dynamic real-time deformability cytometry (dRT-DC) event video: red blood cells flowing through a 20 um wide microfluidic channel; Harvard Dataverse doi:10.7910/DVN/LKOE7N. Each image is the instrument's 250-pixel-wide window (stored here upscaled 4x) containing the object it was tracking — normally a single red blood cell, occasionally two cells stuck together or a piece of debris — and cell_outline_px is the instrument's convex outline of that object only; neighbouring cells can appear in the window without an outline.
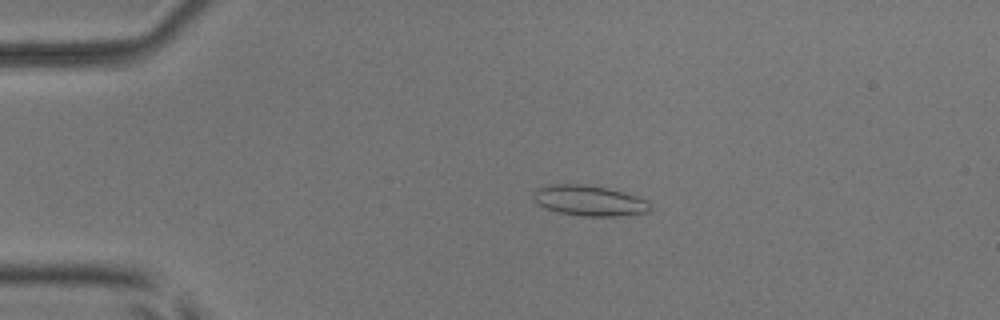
{"species": "common noctule bat (a hibernating species)", "species_latin": "Nyctalus noctula", "temperature_condition": "room temperature", "stored_images_in_passage": 53, "camera_frame_rate_fps": 3000, "um_per_image_px": 0.085, "animal": {"sex": "male", "body_mass_g": 17.9, "forearm_length_mm": 54.2}, "frame": {"image": 1, "passage_image": 12, "time_ms": 3.667, "image_size_px": [1000, 320], "cell_outline_px": [[652, 208], [648, 212], [620, 216], [584, 216], [556, 212], [544, 208], [536, 204], [532, 200], [532, 196], [536, 188], [548, 184], [588, 184], [608, 188], [636, 196], [652, 204]], "centroid_in_image_um": [50.03, 17.05], "position_along_channel_um": 35.0, "area_um2": 21.1}}
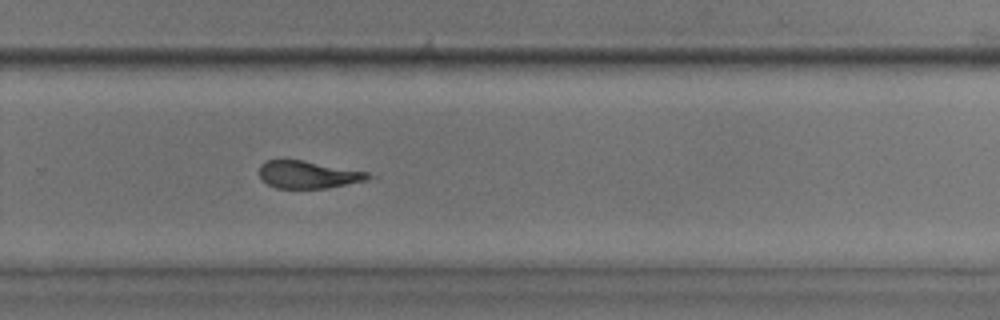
{"frame": {"image": 2, "passage_image": 36, "time_ms": 11.667, "image_size_px": [1000, 320], "cell_outline_px": [[380, 176], [368, 180], [328, 188], [276, 188], [260, 180], [260, 164], [264, 160], [304, 160], [368, 172]], "centroid_in_image_um": [26.25, 14.84], "position_along_channel_um": 303.6, "area_um2": 17.74}}
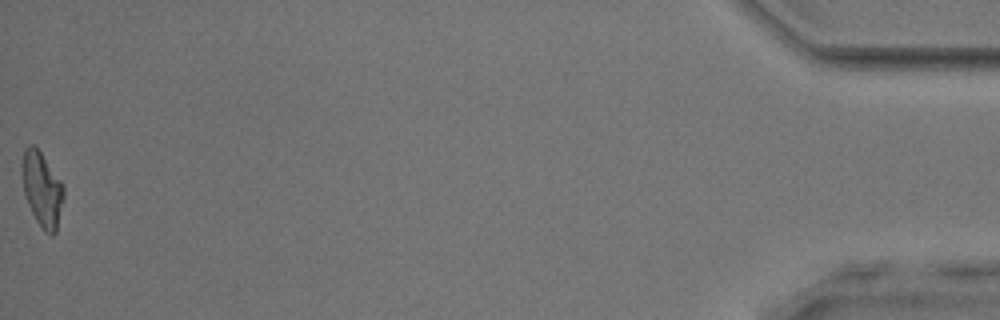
{"frame": {"image": 3, "passage_image": 53, "time_ms": 17.333, "image_size_px": [1000, 320], "cell_outline_px": [[64, 196], [56, 232], [52, 236], [44, 232], [36, 220], [28, 204], [24, 192], [20, 172], [20, 164], [24, 148], [28, 144], [32, 144], [40, 152], [60, 180], [64, 188]], "centroid_in_image_um": [3.54, 16.08], "position_along_channel_um": 431.7, "area_um2": 18.21}, "authors_computed_cell_mechanics": {"area_um2": 18.6116, "velocity_mm_per_s": 3.9582, "shape_relaxation_time_tau1_ms": 4.5001, "shape_relaxation_time_tau2_ms": 3.5575, "deformation_change_tau1": 0.1257, "deformation_change_tau2": 0.1456}}